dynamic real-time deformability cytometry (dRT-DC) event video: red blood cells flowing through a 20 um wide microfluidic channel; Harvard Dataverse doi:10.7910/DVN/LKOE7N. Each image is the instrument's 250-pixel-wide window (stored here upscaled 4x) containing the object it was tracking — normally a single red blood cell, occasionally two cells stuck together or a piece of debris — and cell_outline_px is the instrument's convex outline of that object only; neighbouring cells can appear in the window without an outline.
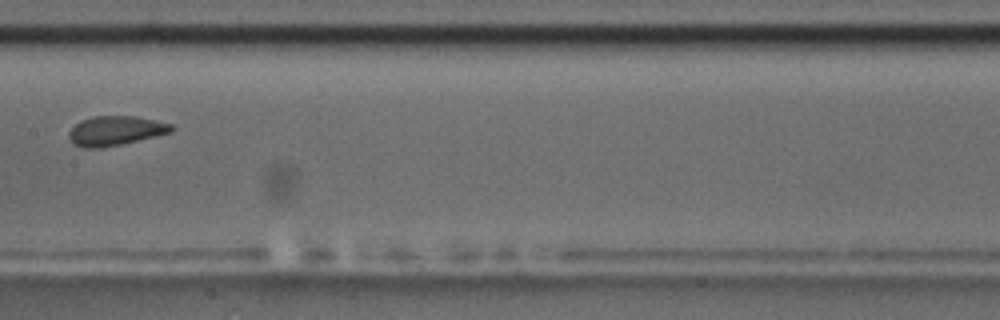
{"species": "common noctule bat (a hibernating species)", "species_latin": "Nyctalus noctula", "temperature_condition": "room temperature", "stored_images_in_passage": 6, "camera_frame_rate_fps": 3000, "um_per_image_px": 0.085, "animal": {"sex": "male", "body_mass_g": 17.5, "forearm_length_mm": 52.3}, "frame": {"image": 1, "passage_image": 6, "time_ms": 5.667, "image_size_px": [1000, 320], "cell_outline_px": [[176, 128], [172, 132], [120, 144], [100, 148], [84, 148], [72, 144], [68, 136], [68, 132], [80, 120], [92, 116], [136, 116], [172, 124]], "centroid_in_image_um": [9.79, 11.11], "position_along_channel_um": 197.6, "area_um2": 17.63}}